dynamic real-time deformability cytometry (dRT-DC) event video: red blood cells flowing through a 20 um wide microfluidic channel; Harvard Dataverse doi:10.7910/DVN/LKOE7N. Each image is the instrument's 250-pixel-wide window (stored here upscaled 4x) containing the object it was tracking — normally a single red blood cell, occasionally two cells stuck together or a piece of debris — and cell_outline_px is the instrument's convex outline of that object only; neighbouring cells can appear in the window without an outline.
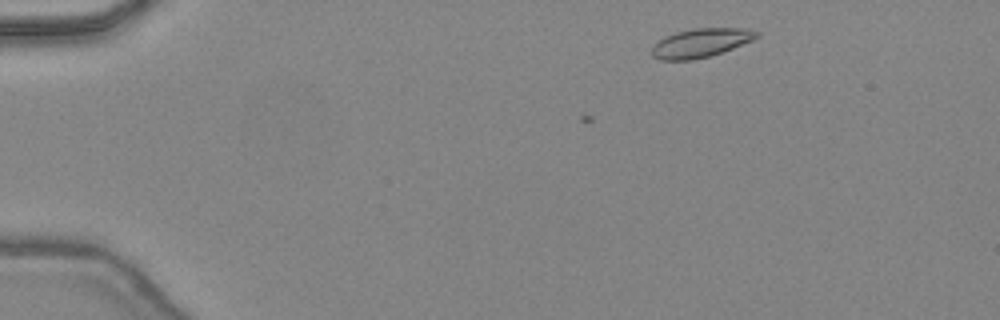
{"species": "common noctule bat (a hibernating species)", "species_latin": "Nyctalus noctula", "temperature_condition": "warm", "stored_images_in_passage": 3, "camera_frame_rate_fps": 3000, "um_per_image_px": 0.085, "animal": {"sex": "female", "body_mass_g": 24.6, "forearm_length_mm": 56.2}, "frame": {"image": 1, "passage_image": 3, "time_ms": 0.667, "image_size_px": [1000, 320], "cell_outline_px": [[760, 36], [752, 40], [732, 48], [708, 56], [692, 60], [660, 60], [652, 56], [652, 44], [664, 36], [676, 32], [692, 28], [748, 28], [760, 32]], "centroid_in_image_um": [59.54, 3.63], "position_along_channel_um": 25.5, "area_um2": 17.69}}